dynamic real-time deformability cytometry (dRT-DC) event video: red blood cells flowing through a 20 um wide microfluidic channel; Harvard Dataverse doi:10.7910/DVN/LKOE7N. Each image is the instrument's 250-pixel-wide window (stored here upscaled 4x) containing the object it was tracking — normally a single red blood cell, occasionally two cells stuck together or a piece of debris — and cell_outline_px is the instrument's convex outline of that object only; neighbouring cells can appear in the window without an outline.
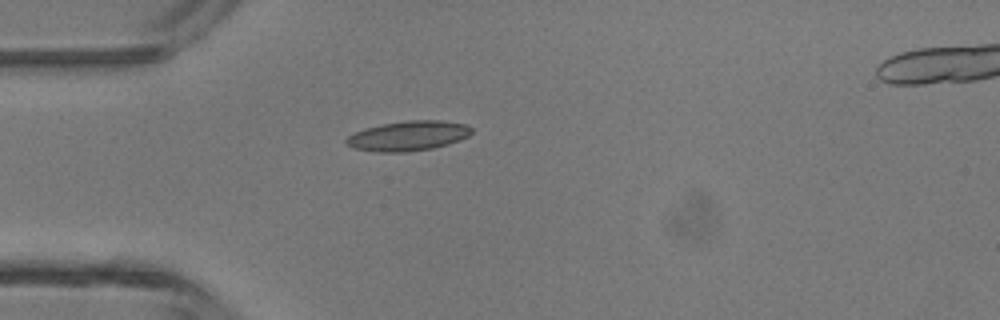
{"species": "common noctule bat (a hibernating species)", "species_latin": "Nyctalus noctula", "temperature_condition": "room temperature", "stored_images_in_passage": 2, "camera_frame_rate_fps": 3000, "um_per_image_px": 0.085, "animal": {"sex": "male", "body_mass_g": 13.3}, "frame": {"image": 1, "passage_image": 1, "time_ms": 0.0, "image_size_px": [1000, 320], "cell_outline_px": [[472, 132], [468, 136], [460, 140], [448, 144], [432, 148], [408, 152], [376, 152], [352, 148], [344, 140], [348, 136], [364, 128], [384, 124], [408, 120], [440, 120], [464, 124], [472, 128]], "centroid_in_image_um": [34.69, 11.55], "position_along_channel_um": 50.3, "area_um2": 21.73}}